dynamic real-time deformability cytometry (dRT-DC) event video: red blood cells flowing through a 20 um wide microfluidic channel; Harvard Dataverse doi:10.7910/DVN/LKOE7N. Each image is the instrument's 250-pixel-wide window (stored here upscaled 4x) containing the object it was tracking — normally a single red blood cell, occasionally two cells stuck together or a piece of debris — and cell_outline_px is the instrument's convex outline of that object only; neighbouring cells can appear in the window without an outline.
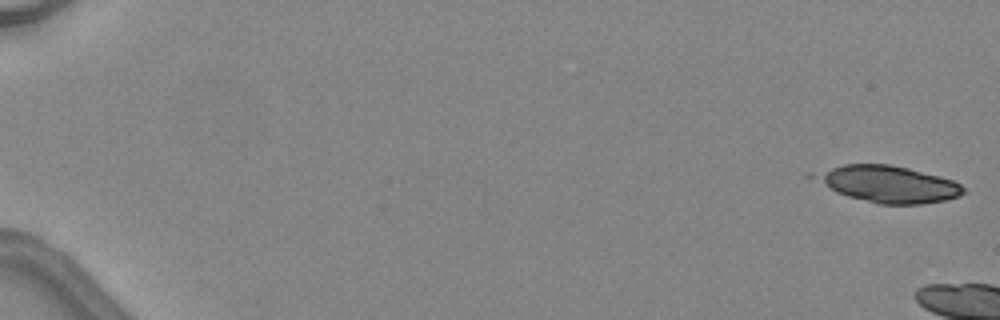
{"species": "common noctule bat (a hibernating species)", "species_latin": "Nyctalus noctula", "temperature_condition": "warm", "stored_images_in_passage": 2, "camera_frame_rate_fps": 3000, "um_per_image_px": 0.085, "animal": {"sex": "female", "body_mass_g": 24.6, "forearm_length_mm": 56.2}, "frame": {"image": 1, "passage_image": 1, "time_ms": 0.0, "image_size_px": [1000, 320], "cell_outline_px": [[968, 192], [960, 196], [944, 200], [920, 204], [880, 204], [848, 196], [836, 192], [804, 176], [808, 172], [844, 164], [888, 164], [908, 168], [940, 176], [952, 180], [968, 188]], "centroid_in_image_um": [75.41, 15.63], "position_along_channel_um": 9.6, "area_um2": 32.37}}